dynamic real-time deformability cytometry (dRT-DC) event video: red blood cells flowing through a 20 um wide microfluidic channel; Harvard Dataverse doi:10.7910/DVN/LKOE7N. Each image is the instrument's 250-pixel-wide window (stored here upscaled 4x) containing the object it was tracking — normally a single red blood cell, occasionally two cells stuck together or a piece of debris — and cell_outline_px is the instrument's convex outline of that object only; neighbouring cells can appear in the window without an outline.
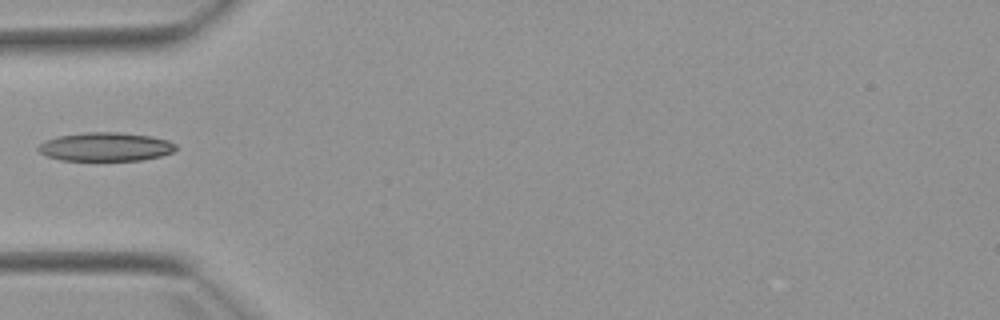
{"species": "Egyptian fruit bat (a non-hibernating species)", "species_latin": "Rousettus aegyptiacus", "temperature_condition": "warm", "stored_images_in_passage": 1, "camera_frame_rate_fps": 3000, "um_per_image_px": 0.085, "animal": {"sex": "female"}, "frame": {"image": 1, "passage_image": 1, "time_ms": 0.0, "image_size_px": [1000, 320], "cell_outline_px": [[176, 148], [172, 152], [160, 156], [144, 160], [60, 160], [48, 156], [40, 152], [36, 148], [44, 140], [60, 136], [88, 132], [120, 132], [152, 136], [168, 140], [176, 144]], "centroid_in_image_um": [8.99, 12.47], "position_along_channel_um": 76.0, "area_um2": 22.95}}